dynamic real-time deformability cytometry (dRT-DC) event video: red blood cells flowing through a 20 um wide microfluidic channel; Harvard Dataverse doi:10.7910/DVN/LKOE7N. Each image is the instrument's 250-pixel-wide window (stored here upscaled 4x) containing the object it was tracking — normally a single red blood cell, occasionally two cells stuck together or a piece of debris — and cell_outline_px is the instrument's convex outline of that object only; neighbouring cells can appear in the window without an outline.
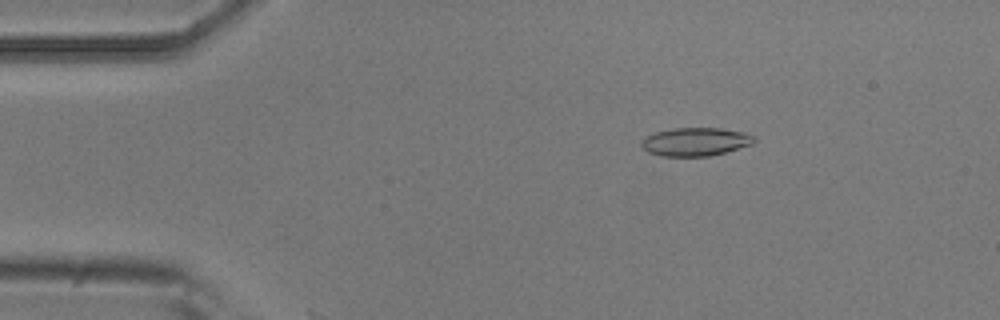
{"species": "common noctule bat (a hibernating species)", "species_latin": "Nyctalus noctula", "temperature_condition": "room temperature", "stored_images_in_passage": 4, "camera_frame_rate_fps": 3000, "um_per_image_px": 0.085, "animal": {"sex": "male", "body_mass_g": 20.5, "forearm_length_mm": 52.5}, "frame": {"image": 1, "passage_image": 3, "time_ms": 0.667, "image_size_px": [1000, 320], "cell_outline_px": [[756, 140], [752, 144], [712, 156], [660, 156], [648, 152], [640, 144], [648, 136], [656, 132], [672, 128], [720, 128], [744, 132], [756, 136]], "centroid_in_image_um": [59.16, 12.05], "position_along_channel_um": 25.8, "area_um2": 18.55}}